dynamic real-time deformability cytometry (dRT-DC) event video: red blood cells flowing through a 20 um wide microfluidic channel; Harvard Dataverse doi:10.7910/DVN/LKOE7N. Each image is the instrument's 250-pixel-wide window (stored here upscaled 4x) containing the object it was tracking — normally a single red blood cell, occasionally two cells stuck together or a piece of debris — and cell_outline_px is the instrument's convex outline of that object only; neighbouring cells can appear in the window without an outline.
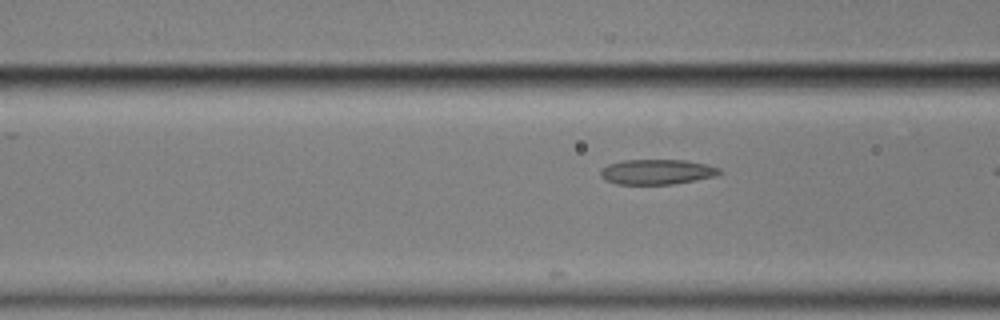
{"species": "common noctule bat (a hibernating species)", "species_latin": "Nyctalus noctula", "temperature_condition": "cold", "stored_images_in_passage": 4, "camera_frame_rate_fps": 3000, "um_per_image_px": 0.085, "animal": {"sex": "male", "body_mass_g": 17.9}, "frame": {"image": 1, "passage_image": 4, "time_ms": 1.0, "image_size_px": [1000, 320], "cell_outline_px": [[724, 172], [716, 176], [696, 180], [672, 184], [616, 184], [604, 180], [600, 176], [600, 168], [608, 164], [624, 160], [684, 160], [708, 164], [720, 168]], "centroid_in_image_um": [55.84, 14.61], "position_along_channel_um": 110.8, "area_um2": 17.63}}